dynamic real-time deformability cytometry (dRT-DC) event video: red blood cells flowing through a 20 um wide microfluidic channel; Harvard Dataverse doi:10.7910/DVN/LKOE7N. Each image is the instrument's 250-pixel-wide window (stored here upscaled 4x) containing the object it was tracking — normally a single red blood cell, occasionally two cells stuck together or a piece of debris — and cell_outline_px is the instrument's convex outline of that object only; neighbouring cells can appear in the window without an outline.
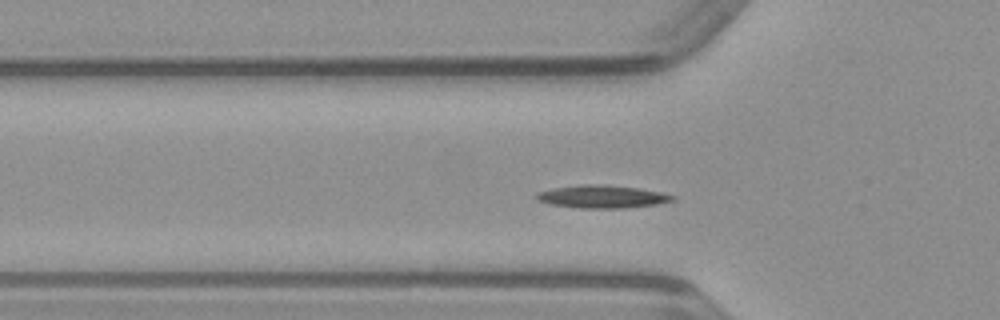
{"species": "common noctule bat (a hibernating species)", "species_latin": "Nyctalus noctula", "temperature_condition": "warm", "stored_images_in_passage": 41, "camera_frame_rate_fps": 3000, "um_per_image_px": 0.085, "animal": {"sex": "male", "body_mass_g": 23.1, "forearm_length_mm": 52.7}, "frame": {"image": 1, "passage_image": 6, "time_ms": 1.667, "image_size_px": [1000, 320], "cell_outline_px": [[676, 200], [656, 204], [624, 208], [576, 208], [548, 204], [536, 200], [532, 196], [536, 192], [552, 188], [580, 184], [604, 184], [640, 188], [660, 192], [676, 196]], "centroid_in_image_um": [51.11, 16.71], "position_along_channel_um": 74.7, "area_um2": 18.5}}
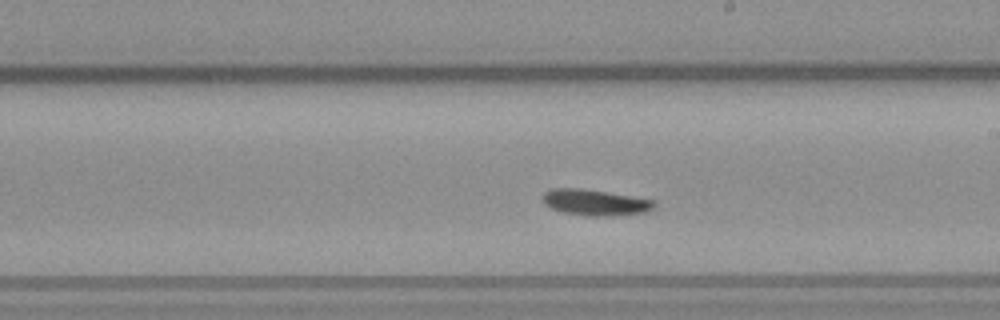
{"frame": {"image": 2, "passage_image": 18, "time_ms": 5.667, "image_size_px": [1000, 320], "cell_outline_px": [[656, 204], [652, 208], [644, 212], [612, 216], [584, 216], [564, 212], [552, 208], [544, 204], [540, 200], [540, 196], [544, 192], [552, 188], [584, 188], [656, 200]], "centroid_in_image_um": [50.53, 17.19], "position_along_channel_um": 238.5, "area_um2": 17.17}}
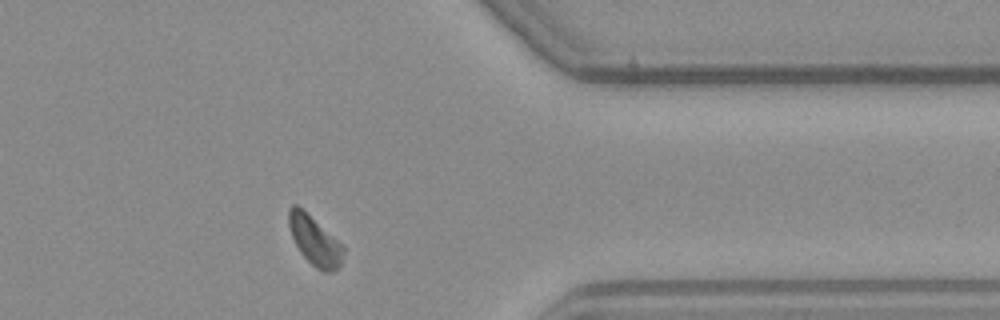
{"frame": {"image": 3, "passage_image": 30, "time_ms": 9.667, "image_size_px": [1000, 320], "cell_outline_px": [[344, 252], [340, 264], [332, 272], [324, 272], [316, 268], [300, 252], [292, 236], [288, 224], [288, 208], [292, 204], [296, 204], [336, 240], [344, 248]], "centroid_in_image_um": [26.71, 20.47], "position_along_channel_um": 384.7, "area_um2": 14.97}}